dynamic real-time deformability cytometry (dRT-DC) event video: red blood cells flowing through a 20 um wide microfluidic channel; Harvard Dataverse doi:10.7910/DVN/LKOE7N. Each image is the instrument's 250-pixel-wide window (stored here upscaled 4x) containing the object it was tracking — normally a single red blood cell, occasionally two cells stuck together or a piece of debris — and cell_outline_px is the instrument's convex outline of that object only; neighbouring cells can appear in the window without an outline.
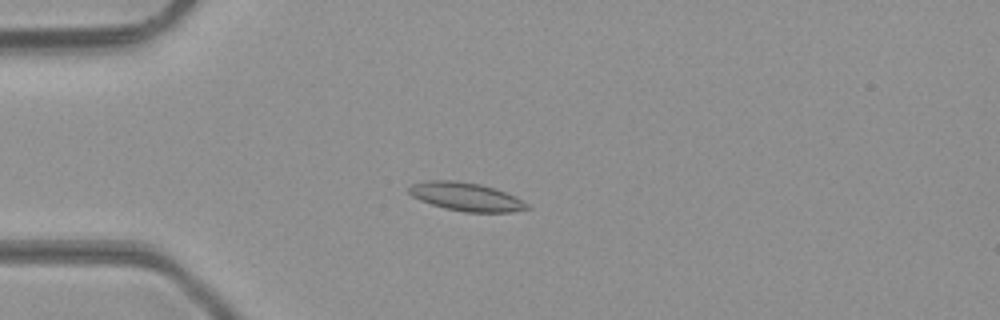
{"species": "common noctule bat (a hibernating species)", "species_latin": "Nyctalus noctula", "temperature_condition": "room temperature", "stored_images_in_passage": 33, "camera_frame_rate_fps": 3000, "um_per_image_px": 0.085, "animal": {"sex": "male", "body_mass_g": 23.1, "forearm_length_mm": 52.7}, "frame": {"image": 1, "passage_image": 13, "time_ms": 4.0, "image_size_px": [1000, 320], "cell_outline_px": [[532, 208], [512, 212], [464, 212], [444, 208], [420, 200], [412, 196], [408, 192], [408, 188], [412, 184], [428, 180], [456, 180], [480, 184], [496, 188], [516, 196], [528, 204]], "centroid_in_image_um": [39.64, 16.72], "position_along_channel_um": 45.4, "area_um2": 19.71}}
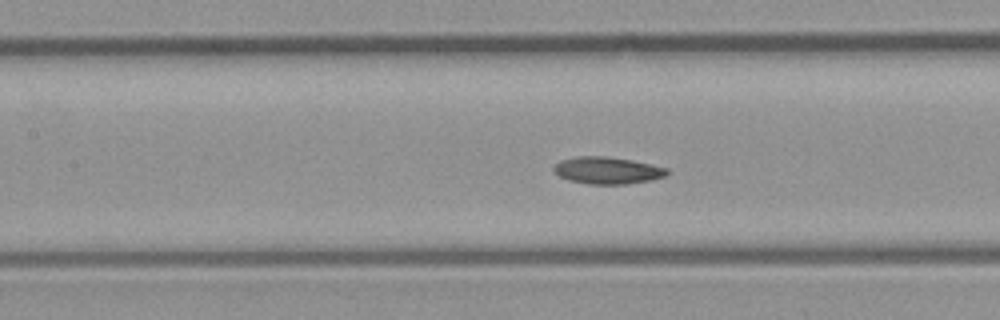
{"frame": {"image": 2, "passage_image": 22, "time_ms": 7.0, "image_size_px": [1000, 320], "cell_outline_px": [[672, 172], [668, 176], [628, 184], [588, 184], [568, 180], [560, 176], [552, 168], [560, 160], [576, 156], [608, 156], [632, 160], [668, 168]], "centroid_in_image_um": [51.66, 14.48], "position_along_channel_um": 155.7, "area_um2": 17.98}}
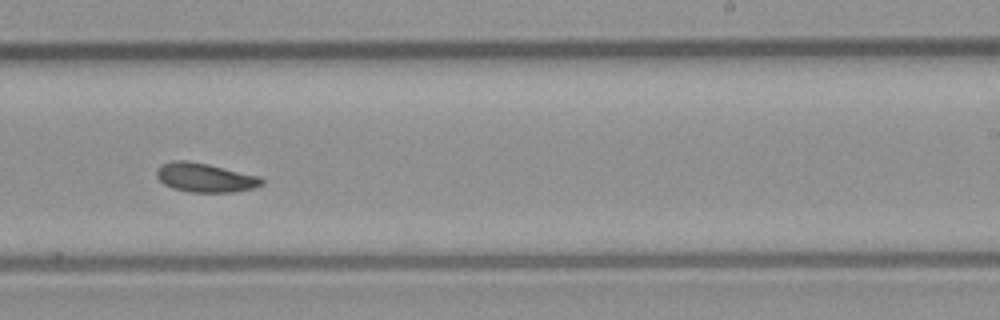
{"frame": {"image": 3, "passage_image": 30, "time_ms": 9.667, "image_size_px": [1000, 320], "cell_outline_px": [[264, 184], [256, 188], [236, 192], [192, 192], [172, 188], [164, 184], [156, 176], [156, 172], [164, 164], [176, 160], [184, 160], [208, 164], [260, 176], [264, 180]], "centroid_in_image_um": [17.5, 15.11], "position_along_channel_um": 271.5, "area_um2": 17.74}}